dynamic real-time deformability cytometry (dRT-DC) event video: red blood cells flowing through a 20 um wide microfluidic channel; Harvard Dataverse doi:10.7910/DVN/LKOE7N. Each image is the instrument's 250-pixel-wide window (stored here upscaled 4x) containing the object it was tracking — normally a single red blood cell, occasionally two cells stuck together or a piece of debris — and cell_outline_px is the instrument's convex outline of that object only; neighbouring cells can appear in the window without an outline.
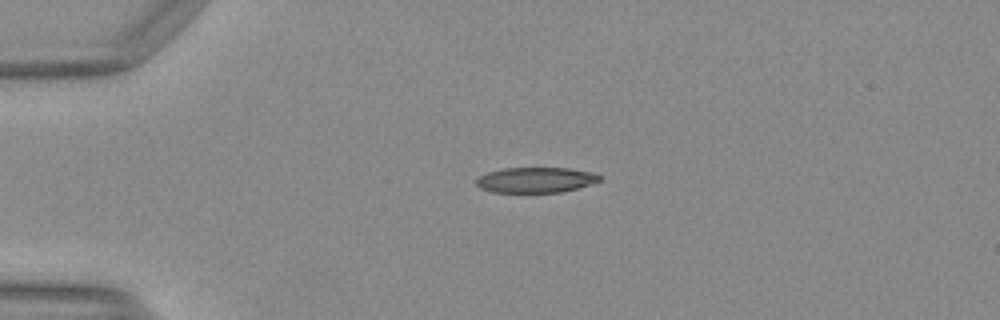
{"species": "Egyptian fruit bat (a non-hibernating species)", "species_latin": "Rousettus aegyptiacus", "temperature_condition": "warm", "stored_images_in_passage": 5, "camera_frame_rate_fps": 3000, "um_per_image_px": 0.085, "animal": {"sex": "female"}, "frame": {"image": 1, "passage_image": 1, "time_ms": 0.0, "image_size_px": [1000, 320], "cell_outline_px": [[604, 176], [600, 180], [564, 192], [492, 192], [480, 188], [476, 184], [476, 180], [480, 176], [488, 172], [504, 168], [568, 168], [592, 172]], "centroid_in_image_um": [45.54, 15.29], "position_along_channel_um": 39.5, "area_um2": 18.15}}